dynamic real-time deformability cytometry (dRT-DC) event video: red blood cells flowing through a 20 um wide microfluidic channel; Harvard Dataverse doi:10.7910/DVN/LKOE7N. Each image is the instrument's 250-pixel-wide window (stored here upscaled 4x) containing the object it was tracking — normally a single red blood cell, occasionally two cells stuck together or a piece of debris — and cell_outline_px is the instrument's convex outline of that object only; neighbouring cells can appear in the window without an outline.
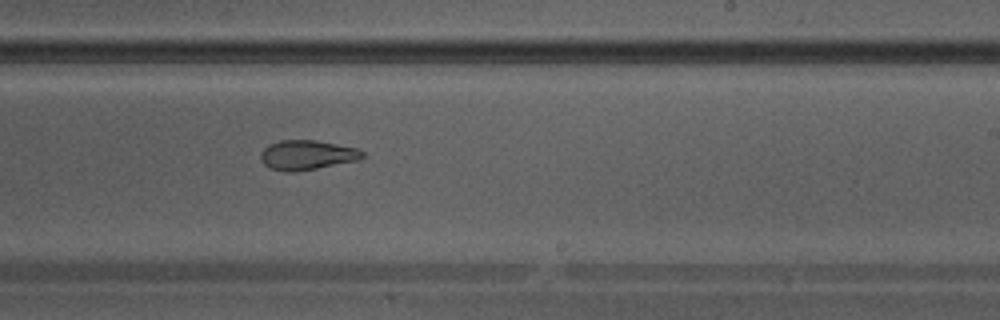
{"species": "Egyptian fruit bat (a non-hibernating species)", "species_latin": "Rousettus aegyptiacus", "temperature_condition": "warm", "stored_images_in_passage": 29, "camera_frame_rate_fps": 3000, "um_per_image_px": 0.085, "animal": {"sex": "male"}, "frame": {"image": 1, "passage_image": 14, "time_ms": 4.333, "image_size_px": [1000, 320], "cell_outline_px": [[364, 156], [360, 160], [296, 172], [284, 172], [272, 168], [264, 164], [260, 160], [260, 152], [268, 144], [280, 140], [316, 140], [356, 148], [364, 152]], "centroid_in_image_um": [26.08, 13.18], "position_along_channel_um": 262.9, "area_um2": 17.69}}